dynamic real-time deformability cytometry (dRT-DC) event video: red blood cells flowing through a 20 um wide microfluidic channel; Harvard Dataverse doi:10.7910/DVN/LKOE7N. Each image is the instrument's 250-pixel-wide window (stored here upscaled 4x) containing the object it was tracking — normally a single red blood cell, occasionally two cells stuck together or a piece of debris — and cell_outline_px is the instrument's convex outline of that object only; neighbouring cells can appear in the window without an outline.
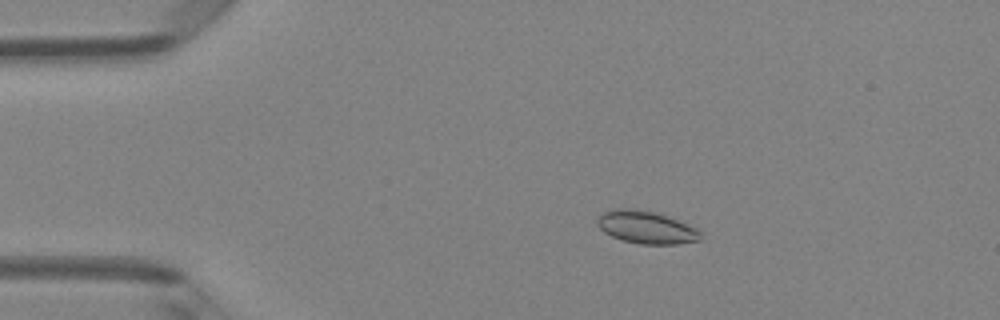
{"species": "Egyptian fruit bat (a non-hibernating species)", "species_latin": "Rousettus aegyptiacus", "temperature_condition": "room temperature", "stored_images_in_passage": 48, "camera_frame_rate_fps": 3000, "um_per_image_px": 0.085, "animal": {"sex": "female"}, "frame": {"image": 1, "passage_image": 10, "time_ms": 3.0, "image_size_px": [1000, 320], "cell_outline_px": [[700, 240], [676, 244], [640, 244], [624, 240], [612, 236], [604, 232], [596, 224], [596, 220], [604, 212], [616, 208], [636, 208], [656, 212], [668, 216], [688, 224], [696, 228], [700, 232]], "centroid_in_image_um": [54.92, 19.31], "position_along_channel_um": 30.1, "area_um2": 19.59}}
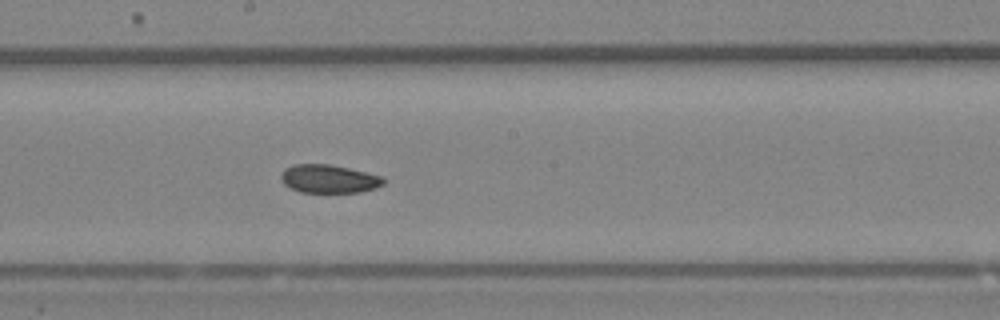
{"frame": {"image": 2, "passage_image": 28, "time_ms": 9.0, "image_size_px": [1000, 320], "cell_outline_px": [[388, 180], [384, 184], [376, 188], [360, 192], [300, 192], [288, 188], [280, 180], [280, 172], [284, 168], [292, 164], [328, 164], [348, 168], [384, 176]], "centroid_in_image_um": [27.95, 15.2], "position_along_channel_um": 220.3, "area_um2": 17.28}}
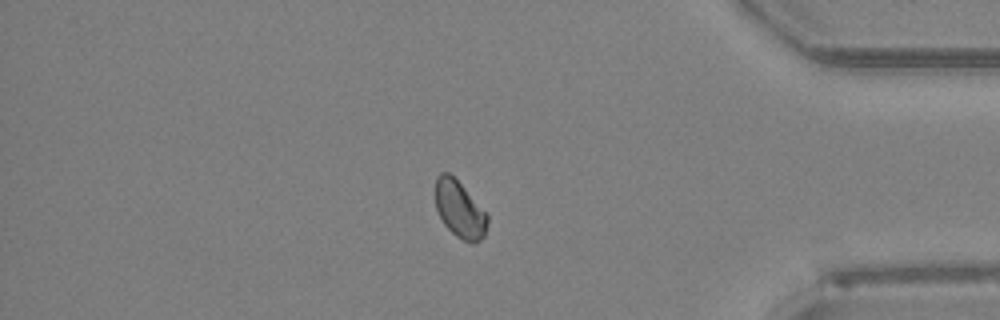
{"frame": {"image": 3, "passage_image": 43, "time_ms": 14.0, "image_size_px": [1000, 320], "cell_outline_px": [[488, 224], [484, 236], [476, 244], [472, 244], [456, 236], [444, 224], [436, 208], [436, 176], [440, 172], [448, 172], [460, 184], [488, 216]], "centroid_in_image_um": [39.07, 17.83], "position_along_channel_um": 396.1, "area_um2": 16.88}, "authors_computed_cell_mechanics": {"area_um2": 17.6868, "velocity_mm_per_s": 4.0874, "shape_relaxation_time_tau1_ms": null, "shape_relaxation_time_tau2_ms": 4.8545, "deformation_change_tau1": null, "deformation_change_tau2": 0.0506}}